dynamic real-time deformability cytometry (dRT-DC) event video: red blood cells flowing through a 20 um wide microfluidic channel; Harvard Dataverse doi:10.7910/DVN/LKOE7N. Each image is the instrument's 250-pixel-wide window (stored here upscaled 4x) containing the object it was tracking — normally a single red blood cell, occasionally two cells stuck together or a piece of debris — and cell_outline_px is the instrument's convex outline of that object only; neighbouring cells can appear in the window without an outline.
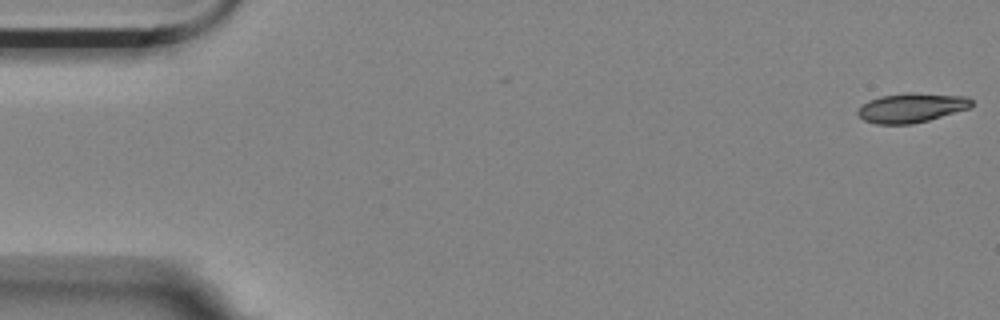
{"species": "Egyptian fruit bat (a non-hibernating species)", "species_latin": "Rousettus aegyptiacus", "temperature_condition": "room temperature", "stored_images_in_passage": 57, "camera_frame_rate_fps": 3000, "um_per_image_px": 0.085, "animal": {"sex": "female"}, "frame": {"image": 1, "passage_image": 1, "time_ms": 0.0, "image_size_px": [1000, 320], "cell_outline_px": [[972, 104], [968, 108], [928, 120], [912, 124], [876, 124], [864, 120], [856, 112], [860, 104], [868, 100], [880, 96], [908, 92], [912, 92], [968, 96], [972, 100]], "centroid_in_image_um": [77.43, 9.14], "position_along_channel_um": 7.6, "area_um2": 19.59}}
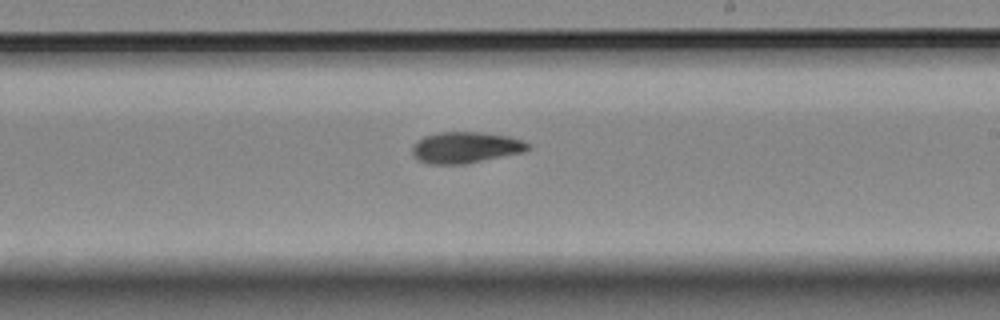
{"frame": {"image": 2, "passage_image": 33, "time_ms": 10.667, "image_size_px": [1000, 320], "cell_outline_px": [[532, 148], [524, 152], [464, 164], [428, 164], [412, 156], [412, 144], [416, 140], [424, 136], [436, 132], [480, 132], [508, 136], [524, 140], [532, 144]], "centroid_in_image_um": [39.58, 12.53], "position_along_channel_um": 249.4, "area_um2": 21.39}}
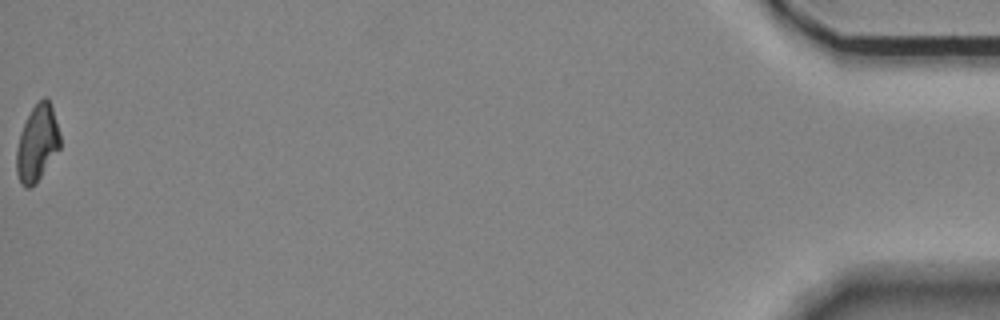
{"frame": {"image": 3, "passage_image": 57, "time_ms": 18.667, "image_size_px": [1000, 320], "cell_outline_px": [[60, 148], [36, 184], [28, 188], [24, 188], [20, 184], [16, 172], [16, 148], [20, 132], [32, 108], [44, 96], [48, 96], [52, 108], [60, 136]], "centroid_in_image_um": [3.14, 12.21], "position_along_channel_um": 432.1, "area_um2": 19.42}}